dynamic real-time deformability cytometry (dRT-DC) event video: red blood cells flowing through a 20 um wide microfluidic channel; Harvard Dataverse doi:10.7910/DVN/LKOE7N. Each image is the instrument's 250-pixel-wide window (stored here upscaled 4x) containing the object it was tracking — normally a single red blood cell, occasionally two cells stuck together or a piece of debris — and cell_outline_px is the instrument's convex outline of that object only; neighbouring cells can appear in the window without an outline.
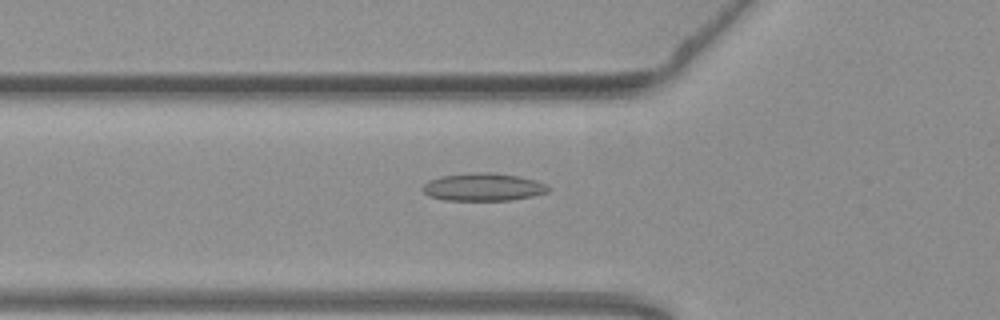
{"species": "common noctule bat (a hibernating species)", "species_latin": "Nyctalus noctula", "temperature_condition": "warm", "stored_images_in_passage": 54, "camera_frame_rate_fps": 3000, "um_per_image_px": 0.085, "animal": {"sex": "female", "body_mass_g": 19.3, "forearm_length_mm": 54.1}, "frame": {"image": 1, "passage_image": 19, "time_ms": 6.0, "image_size_px": [1000, 320], "cell_outline_px": [[552, 188], [548, 192], [532, 196], [512, 200], [444, 200], [428, 196], [420, 188], [428, 180], [440, 176], [472, 172], [492, 172], [520, 176], [536, 180], [548, 184]], "centroid_in_image_um": [41.09, 15.89], "position_along_channel_um": 84.7, "area_um2": 20.69}}
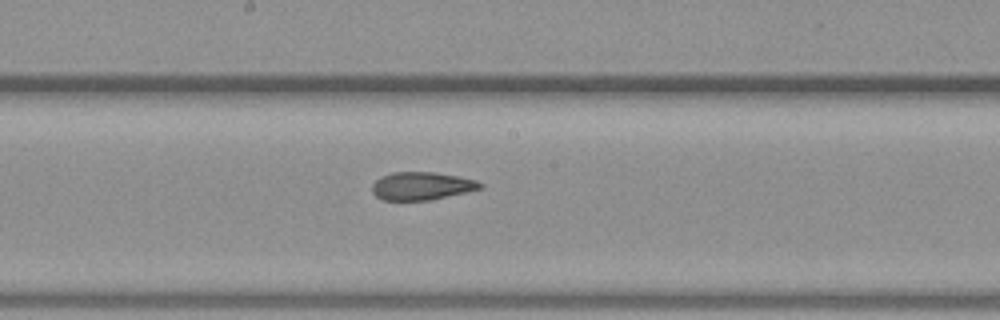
{"frame": {"image": 2, "passage_image": 29, "time_ms": 9.333, "image_size_px": [1000, 320], "cell_outline_px": [[484, 184], [480, 188], [432, 200], [384, 200], [376, 196], [372, 192], [372, 184], [380, 176], [392, 172], [436, 172], [476, 180]], "centroid_in_image_um": [35.8, 15.8], "position_along_channel_um": 212.4, "area_um2": 17.51}}
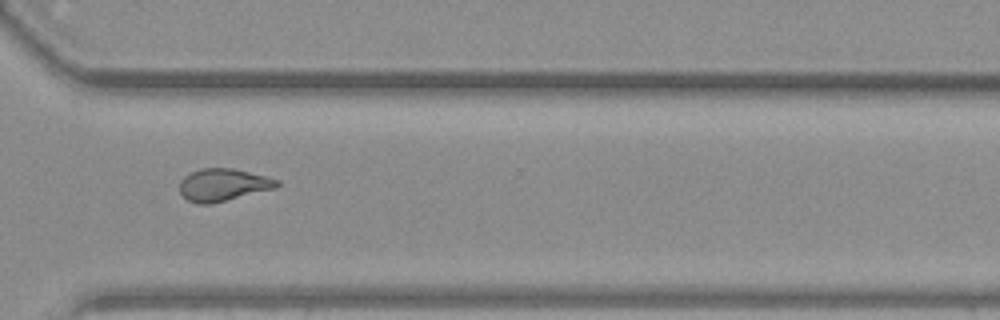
{"frame": {"image": 3, "passage_image": 40, "time_ms": 13.0, "image_size_px": [1000, 320], "cell_outline_px": [[280, 184], [276, 188], [212, 204], [200, 204], [188, 200], [180, 192], [180, 180], [188, 172], [200, 168], [232, 168], [268, 176], [280, 180]], "centroid_in_image_um": [18.98, 15.7], "position_along_channel_um": 351.6, "area_um2": 18.61}, "authors_computed_cell_mechanics": {"area_um2": 19.074, "velocity_mm_per_s": 3.7976, "shape_relaxation_time_tau1_ms": null, "shape_relaxation_time_tau2_ms": 2.712, "deformation_change_tau1": null, "deformation_change_tau2": 0.0998}}